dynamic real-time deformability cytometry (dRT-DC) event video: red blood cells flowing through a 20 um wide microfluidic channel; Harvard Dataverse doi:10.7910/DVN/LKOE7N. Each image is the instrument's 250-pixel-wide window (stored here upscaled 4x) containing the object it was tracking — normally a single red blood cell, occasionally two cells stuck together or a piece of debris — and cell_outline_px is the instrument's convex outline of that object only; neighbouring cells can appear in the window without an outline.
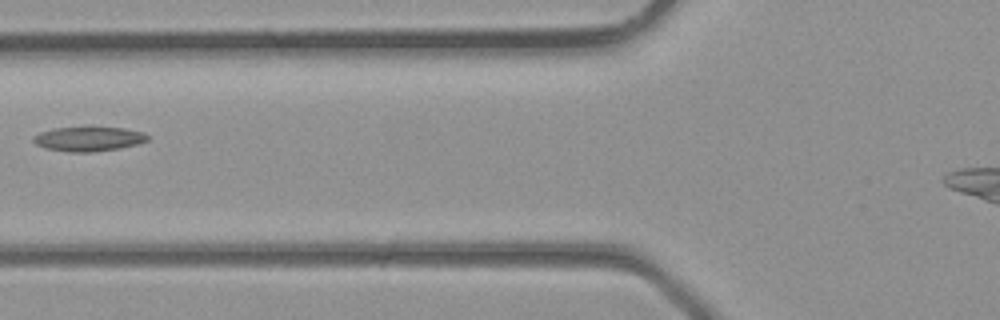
{"species": "common noctule bat (a hibernating species)", "species_latin": "Nyctalus noctula", "temperature_condition": "room temperature", "stored_images_in_passage": 3, "camera_frame_rate_fps": 3000, "um_per_image_px": 0.085, "animal": {"sex": "male", "body_mass_g": 23.1, "forearm_length_mm": 52.7}, "frame": {"image": 1, "passage_image": 3, "time_ms": 0.667, "image_size_px": [1000, 320], "cell_outline_px": [[148, 140], [136, 144], [120, 148], [92, 152], [68, 152], [48, 148], [36, 144], [32, 140], [32, 136], [40, 132], [52, 128], [88, 124], [124, 128], [144, 132], [148, 136]], "centroid_in_image_um": [7.51, 11.75], "position_along_channel_um": 118.3, "area_um2": 17.11}}